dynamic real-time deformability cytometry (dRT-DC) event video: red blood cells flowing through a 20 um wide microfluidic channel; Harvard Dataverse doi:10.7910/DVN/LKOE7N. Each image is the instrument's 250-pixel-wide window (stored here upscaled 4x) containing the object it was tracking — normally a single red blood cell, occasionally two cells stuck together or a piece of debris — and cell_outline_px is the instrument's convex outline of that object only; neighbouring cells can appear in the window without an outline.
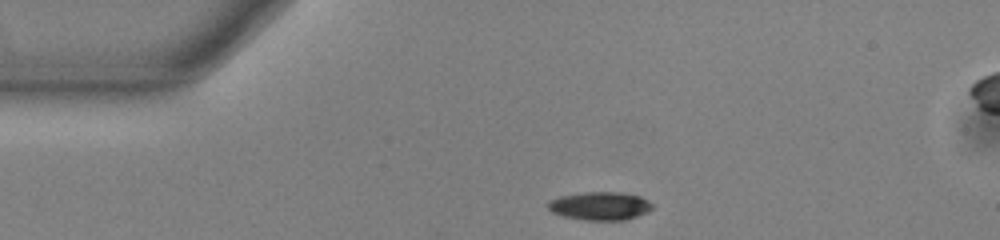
{"species": "common noctule bat (a hibernating species)", "species_latin": "Nyctalus noctula", "temperature_condition": "warm", "stored_images_in_passage": 43, "camera_frame_rate_fps": 3000, "um_per_image_px": 0.085, "animal": {"sex": "male", "body_mass_g": 13.0, "forearm_length_mm": 53.1}, "frame": {"image": 1, "passage_image": 1, "time_ms": 0.0, "image_size_px": [1000, 240], "cell_outline_px": [[652, 208], [648, 212], [624, 220], [588, 220], [564, 216], [552, 212], [544, 204], [548, 200], [560, 196], [584, 192], [620, 192], [640, 196], [648, 200], [652, 204]], "centroid_in_image_um": [50.97, 17.49], "position_along_channel_um": 34.0, "area_um2": 17.22}}
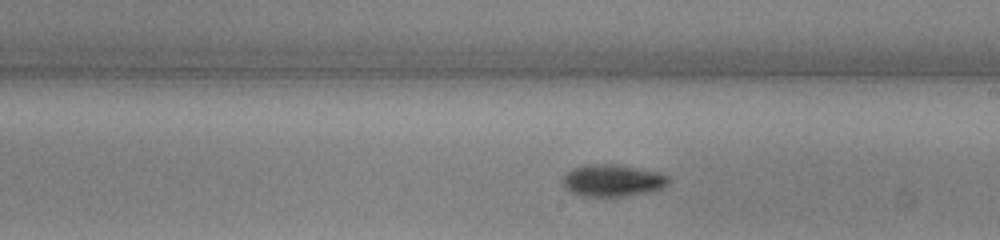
{"frame": {"image": 2, "passage_image": 20, "time_ms": 6.333, "image_size_px": [1000, 240], "cell_outline_px": [[672, 180], [664, 188], [624, 196], [580, 196], [564, 188], [560, 180], [572, 168], [588, 164], [612, 164], [656, 172], [672, 176]], "centroid_in_image_um": [52.05, 15.34], "position_along_channel_um": 236.9, "area_um2": 19.71}}
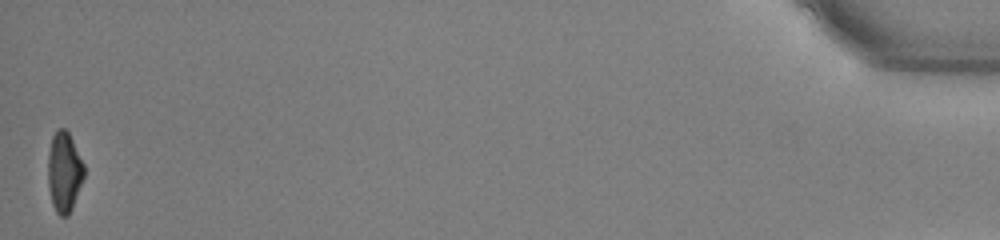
{"frame": {"image": 3, "passage_image": 43, "time_ms": 14.0, "image_size_px": [1000, 240], "cell_outline_px": [[84, 176], [72, 208], [68, 216], [60, 216], [56, 212], [52, 204], [48, 188], [48, 152], [52, 136], [60, 128], [64, 128], [68, 132], [84, 164]], "centroid_in_image_um": [5.44, 14.64], "position_along_channel_um": 429.8, "area_um2": 16.76}, "authors_computed_cell_mechanics": {"area_um2": 18.2648, "velocity_mm_per_s": 3.8422, "shape_relaxation_time_tau1_ms": 3.3731, "shape_relaxation_time_tau2_ms": null, "deformation_change_tau1": 0.1285, "deformation_change_tau2": null}}